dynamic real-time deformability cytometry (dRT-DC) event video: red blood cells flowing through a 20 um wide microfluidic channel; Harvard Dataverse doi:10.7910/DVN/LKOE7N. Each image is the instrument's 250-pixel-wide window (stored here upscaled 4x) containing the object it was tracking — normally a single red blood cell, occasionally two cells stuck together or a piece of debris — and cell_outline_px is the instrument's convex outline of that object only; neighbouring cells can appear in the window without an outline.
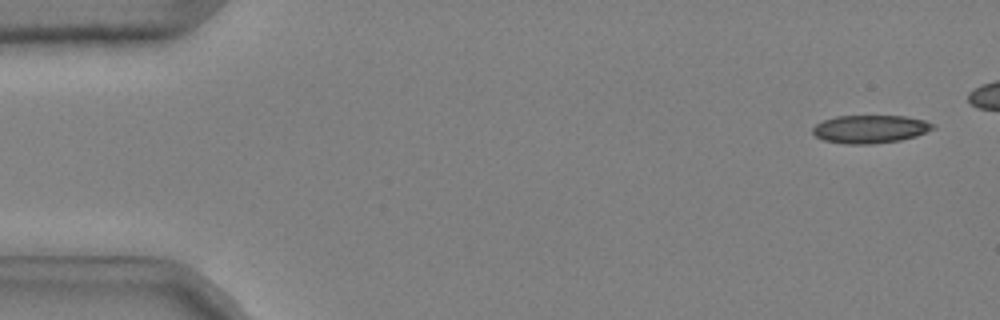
{"species": "common noctule bat (a hibernating species)", "species_latin": "Nyctalus noctula", "temperature_condition": "cold", "stored_images_in_passage": 47, "camera_frame_rate_fps": 3000, "um_per_image_px": 0.085, "animal": {"sex": "male", "body_mass_g": 20.4}, "frame": {"image": 1, "passage_image": 3, "time_ms": 0.667, "image_size_px": [1000, 320], "cell_outline_px": [[936, 128], [916, 136], [900, 140], [872, 144], [844, 144], [824, 140], [816, 136], [812, 132], [812, 128], [816, 124], [824, 120], [836, 116], [904, 116], [924, 120], [936, 124]], "centroid_in_image_um": [73.98, 10.97], "position_along_channel_um": 11.0, "area_um2": 19.71}}
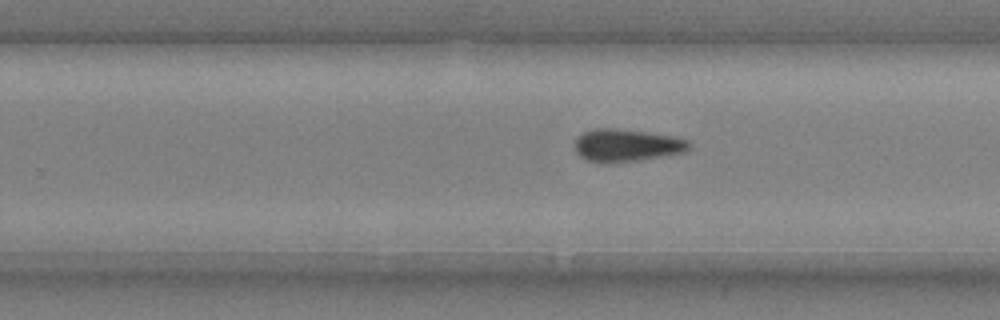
{"frame": {"image": 2, "passage_image": 34, "time_ms": 11.0, "image_size_px": [1000, 320], "cell_outline_px": [[692, 144], [684, 152], [640, 160], [584, 160], [576, 152], [576, 136], [592, 128], [612, 128], [644, 132], [672, 136], [688, 140]], "centroid_in_image_um": [53.27, 12.31], "position_along_channel_um": 276.5, "area_um2": 20.92}}
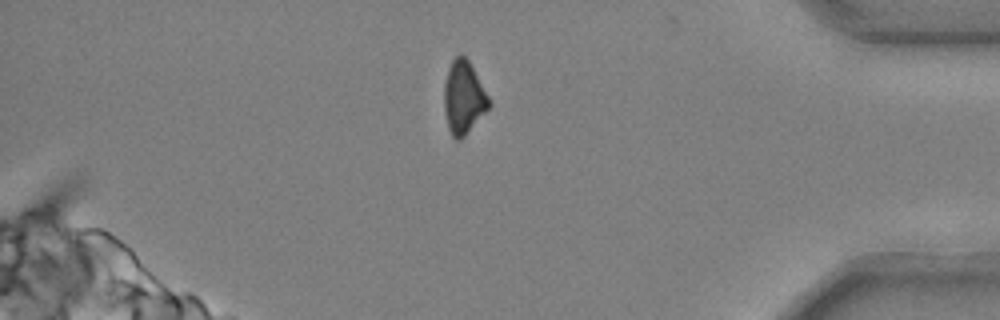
{"frame": {"image": 3, "passage_image": 46, "time_ms": 15.0, "image_size_px": [1000, 320], "cell_outline_px": [[492, 104], [464, 136], [460, 140], [456, 140], [452, 136], [448, 128], [444, 108], [444, 84], [448, 68], [452, 60], [460, 52], [468, 60], [492, 100]], "centroid_in_image_um": [39.41, 8.27], "position_along_channel_um": 395.8, "area_um2": 19.13}}